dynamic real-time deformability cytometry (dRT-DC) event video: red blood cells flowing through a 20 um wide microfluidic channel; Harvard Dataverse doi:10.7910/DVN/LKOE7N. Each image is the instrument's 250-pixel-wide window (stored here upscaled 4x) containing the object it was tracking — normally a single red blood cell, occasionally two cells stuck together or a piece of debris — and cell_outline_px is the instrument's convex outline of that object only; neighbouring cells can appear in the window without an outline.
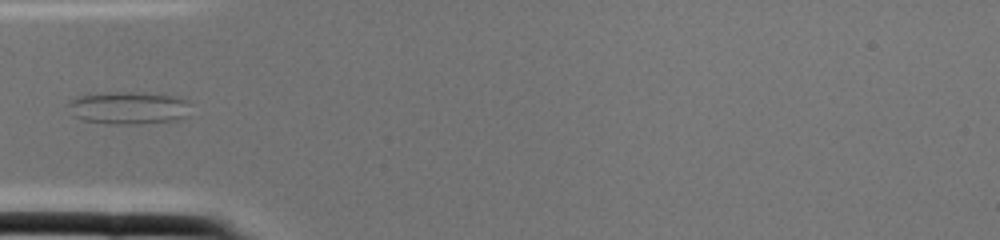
{"species": "common noctule bat (a hibernating species)", "species_latin": "Nyctalus noctula", "temperature_condition": "cold", "stored_images_in_passage": 2, "camera_frame_rate_fps": 3000, "um_per_image_px": 0.085, "animal": {"sex": "female", "body_mass_g": 22.0, "forearm_length_mm": 56.7}, "frame": {"image": 1, "passage_image": 2, "time_ms": 0.333, "image_size_px": [1000, 240], "cell_outline_px": [[188, 116], [176, 120], [136, 124], [108, 124], [84, 120], [72, 116], [68, 104], [76, 96], [108, 92], [136, 92], [176, 96], [188, 100]], "centroid_in_image_um": [10.92, 9.17], "position_along_channel_um": 74.1, "area_um2": 23.35}}